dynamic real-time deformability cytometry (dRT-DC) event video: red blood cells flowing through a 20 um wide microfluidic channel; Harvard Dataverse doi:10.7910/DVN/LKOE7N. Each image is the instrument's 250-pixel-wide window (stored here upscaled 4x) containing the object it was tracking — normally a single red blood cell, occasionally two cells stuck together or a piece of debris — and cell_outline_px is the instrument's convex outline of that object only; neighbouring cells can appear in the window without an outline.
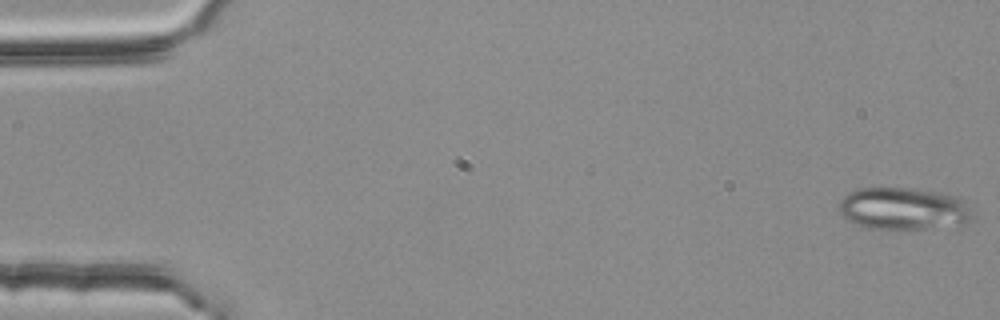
{"species": "common noctule bat (a hibernating species)", "species_latin": "Nyctalus noctula", "temperature_condition": "room temperature", "stored_images_in_passage": 4, "camera_frame_rate_fps": 3000, "um_per_image_px": 0.085, "animal": {"sex": "female", "body_mass_g": 25.1}, "frame": {"image": 1, "passage_image": 1, "time_ms": 0.0, "image_size_px": [1000, 320], "cell_outline_px": [[972, 220], [960, 224], [924, 228], [868, 228], [852, 224], [840, 212], [840, 200], [848, 192], [856, 188], [904, 188], [936, 192], [956, 196], [964, 200], [972, 216]], "centroid_in_image_um": [76.74, 17.72], "position_along_channel_um": 8.3, "area_um2": 32.37}}